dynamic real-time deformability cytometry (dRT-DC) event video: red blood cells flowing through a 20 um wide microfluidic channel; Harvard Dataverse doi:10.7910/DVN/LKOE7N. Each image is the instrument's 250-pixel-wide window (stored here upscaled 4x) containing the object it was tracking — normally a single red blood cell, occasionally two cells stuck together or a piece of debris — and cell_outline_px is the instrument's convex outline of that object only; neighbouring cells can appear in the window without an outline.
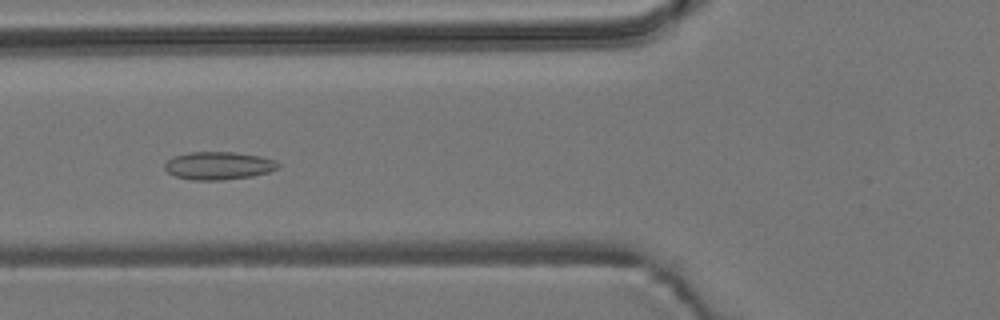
{"species": "common noctule bat (a hibernating species)", "species_latin": "Nyctalus noctula", "temperature_condition": "room temperature", "stored_images_in_passage": 8, "camera_frame_rate_fps": 3000, "um_per_image_px": 0.085, "animal": {"sex": "male", "body_mass_g": 19.2, "forearm_length_mm": 51.8}, "frame": {"image": 1, "passage_image": 4, "time_ms": 1.0, "image_size_px": [1000, 320], "cell_outline_px": [[280, 164], [276, 168], [268, 172], [252, 176], [220, 180], [192, 180], [176, 176], [168, 172], [164, 168], [164, 164], [172, 156], [192, 152], [232, 152], [260, 156], [276, 160]], "centroid_in_image_um": [18.56, 14.08], "position_along_channel_um": 107.2, "area_um2": 18.32}}
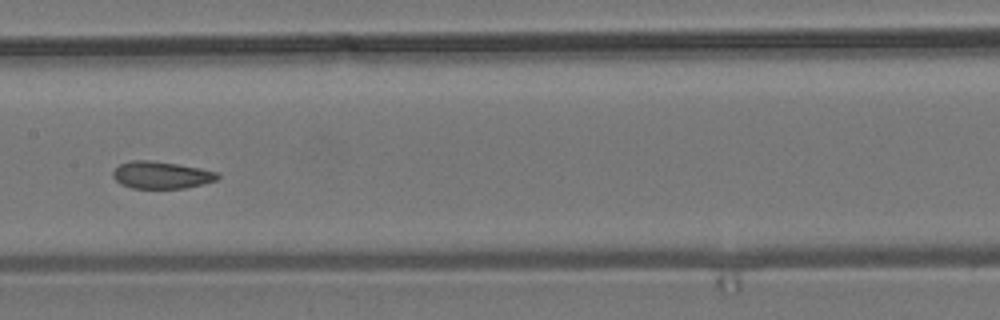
{"frame": {"image": 2, "passage_image": 6, "time_ms": 1.667, "image_size_px": [1000, 320], "cell_outline_px": [[220, 176], [216, 180], [204, 184], [184, 188], [132, 188], [120, 184], [112, 176], [112, 172], [120, 164], [132, 160], [148, 160], [176, 164], [200, 168], [216, 172]], "centroid_in_image_um": [13.69, 14.88], "position_along_channel_um": 193.7, "area_um2": 16.47}}
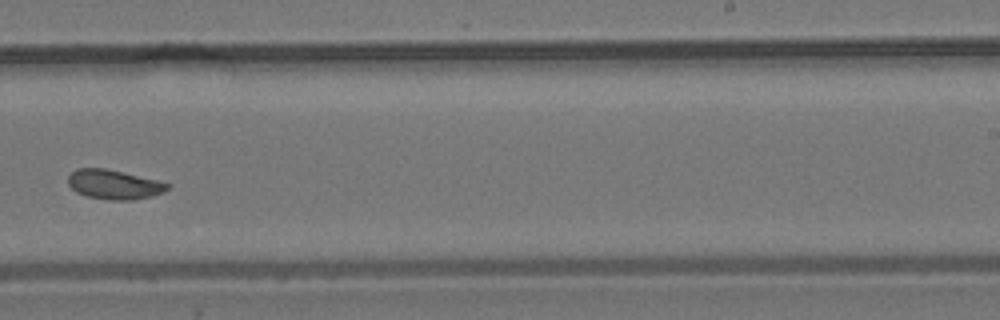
{"frame": {"image": 3, "passage_image": 8, "time_ms": 2.333, "image_size_px": [1000, 320], "cell_outline_px": [[172, 188], [164, 192], [152, 196], [132, 200], [108, 200], [88, 196], [76, 192], [68, 184], [68, 176], [76, 168], [104, 168], [156, 180], [172, 184]], "centroid_in_image_um": [9.72, 15.69], "position_along_channel_um": 279.3, "area_um2": 17.05}}